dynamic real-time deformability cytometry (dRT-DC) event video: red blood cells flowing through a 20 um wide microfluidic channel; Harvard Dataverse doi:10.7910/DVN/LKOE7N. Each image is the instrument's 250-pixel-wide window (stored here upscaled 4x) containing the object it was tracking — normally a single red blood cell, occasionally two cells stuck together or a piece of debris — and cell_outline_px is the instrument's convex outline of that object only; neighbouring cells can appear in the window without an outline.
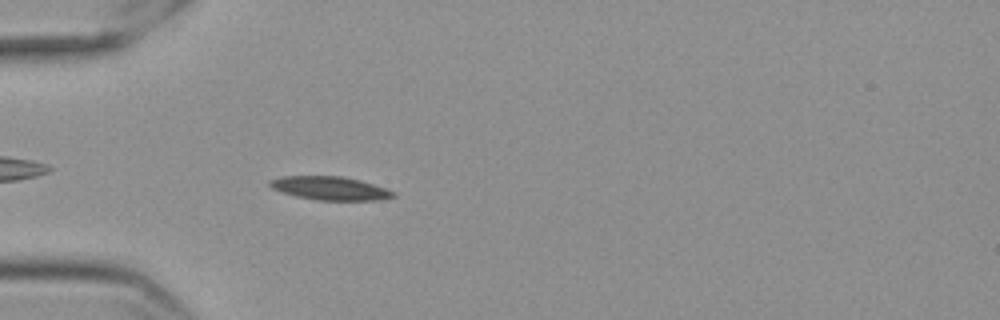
{"species": "Egyptian fruit bat (a non-hibernating species)", "species_latin": "Rousettus aegyptiacus", "temperature_condition": "cold", "stored_images_in_passage": 44, "camera_frame_rate_fps": 3000, "um_per_image_px": 0.085, "frame": {"image": 1, "passage_image": 4, "time_ms": 1.0, "image_size_px": [1000, 320], "cell_outline_px": [[396, 196], [380, 200], [316, 200], [296, 196], [272, 188], [268, 184], [268, 180], [280, 176], [340, 176], [360, 180], [396, 192]], "centroid_in_image_um": [28.04, 16.0], "position_along_channel_um": 57.0, "area_um2": 16.82}}
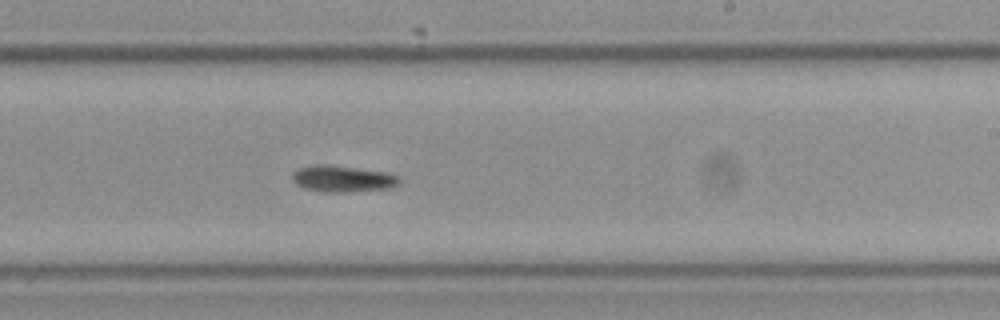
{"frame": {"image": 2, "passage_image": 22, "time_ms": 7.0, "image_size_px": [1000, 320], "cell_outline_px": [[400, 184], [392, 188], [344, 192], [324, 192], [304, 188], [296, 184], [292, 180], [292, 172], [300, 168], [316, 164], [324, 164], [388, 172], [400, 176]], "centroid_in_image_um": [29.15, 15.2], "position_along_channel_um": 259.8, "area_um2": 16.59}}
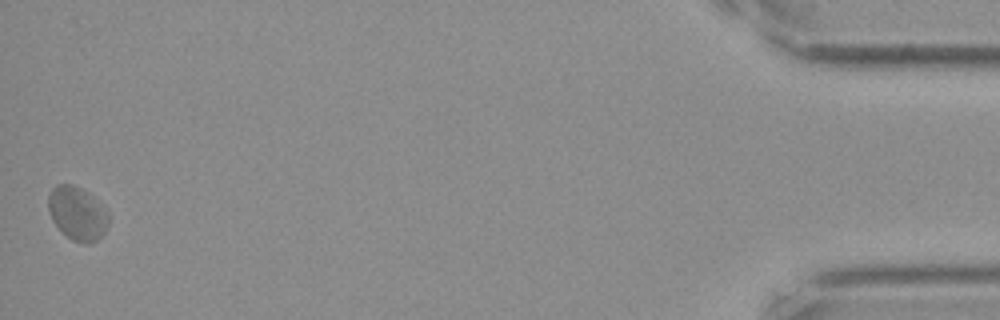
{"frame": {"image": 3, "passage_image": 44, "time_ms": 14.333, "image_size_px": [1000, 320], "cell_outline_px": [[108, 224], [104, 232], [96, 240], [88, 244], [72, 240], [52, 220], [48, 212], [48, 192], [56, 184], [72, 184], [88, 192], [108, 212]], "centroid_in_image_um": [6.55, 18.11], "position_along_channel_um": 428.7, "area_um2": 18.61}, "authors_computed_cell_mechanics": {"area_um2": 16.6753, "velocity_mm_per_s": 3.5073, "shape_relaxation_time_tau1_ms": 11.2991, "shape_relaxation_time_tau2_ms": null, "deformation_change_tau1": 0.1096, "deformation_change_tau2": null}}